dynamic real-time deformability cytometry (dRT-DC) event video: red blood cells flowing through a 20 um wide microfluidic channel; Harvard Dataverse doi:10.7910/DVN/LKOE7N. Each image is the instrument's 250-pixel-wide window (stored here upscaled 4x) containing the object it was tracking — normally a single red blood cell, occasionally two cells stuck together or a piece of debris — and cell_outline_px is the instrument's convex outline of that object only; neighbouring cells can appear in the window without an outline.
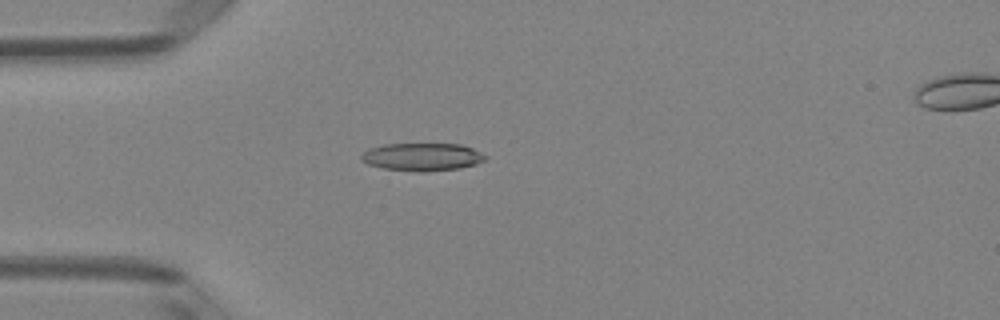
{"species": "Egyptian fruit bat (a non-hibernating species)", "species_latin": "Rousettus aegyptiacus", "temperature_condition": "room temperature", "stored_images_in_passage": 5, "camera_frame_rate_fps": 3000, "um_per_image_px": 0.085, "animal": {"sex": "female"}, "frame": {"image": 1, "passage_image": 4, "time_ms": 1.0, "image_size_px": [1000, 320], "cell_outline_px": [[488, 160], [476, 164], [460, 168], [424, 172], [420, 172], [384, 168], [368, 164], [360, 160], [360, 156], [368, 148], [384, 144], [460, 144], [472, 148], [488, 156]], "centroid_in_image_um": [35.91, 13.33], "position_along_channel_um": 49.1, "area_um2": 20.23}}